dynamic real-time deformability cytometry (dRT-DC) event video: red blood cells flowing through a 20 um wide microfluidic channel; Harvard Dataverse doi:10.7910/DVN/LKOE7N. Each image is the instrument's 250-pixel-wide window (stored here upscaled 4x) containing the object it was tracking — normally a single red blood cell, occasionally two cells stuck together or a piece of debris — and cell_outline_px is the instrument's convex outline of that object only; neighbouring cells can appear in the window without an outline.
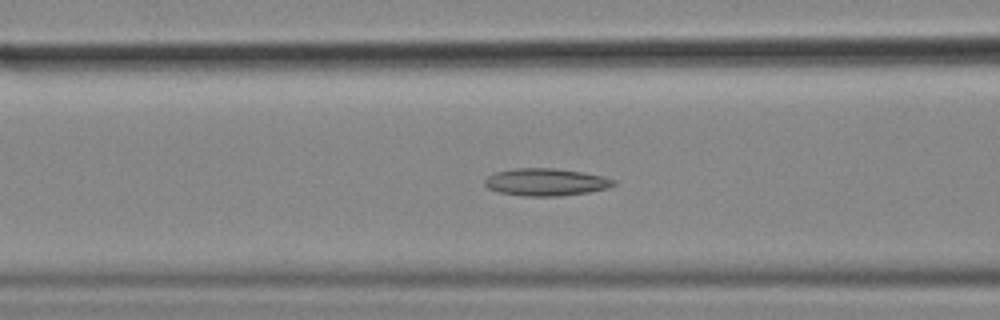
{"species": "common noctule bat (a hibernating species)", "species_latin": "Nyctalus noctula", "temperature_condition": "cold", "stored_images_in_passage": 56, "camera_frame_rate_fps": 3000, "um_per_image_px": 0.085, "animal": {"sex": "female", "body_mass_g": 18.4}, "frame": {"image": 1, "passage_image": 22, "time_ms": 7.0, "image_size_px": [1000, 320], "cell_outline_px": [[616, 184], [608, 188], [588, 192], [560, 196], [524, 196], [496, 192], [488, 188], [484, 184], [484, 180], [488, 176], [496, 172], [516, 168], [552, 168], [580, 172], [604, 176], [616, 180]], "centroid_in_image_um": [46.39, 15.48], "position_along_channel_um": 120.2, "area_um2": 20.58}}
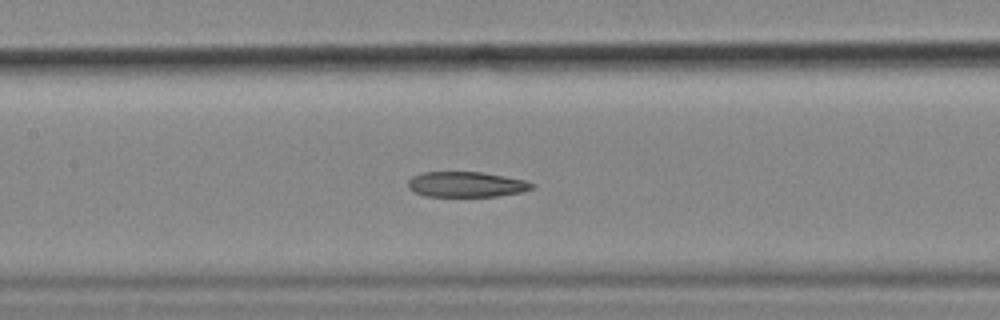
{"frame": {"image": 2, "passage_image": 26, "time_ms": 8.333, "image_size_px": [1000, 320], "cell_outline_px": [[536, 184], [532, 188], [520, 192], [496, 196], [424, 196], [408, 188], [408, 180], [412, 176], [424, 172], [480, 172], [504, 176], [524, 180]], "centroid_in_image_um": [39.61, 15.67], "position_along_channel_um": 167.8, "area_um2": 18.15}}
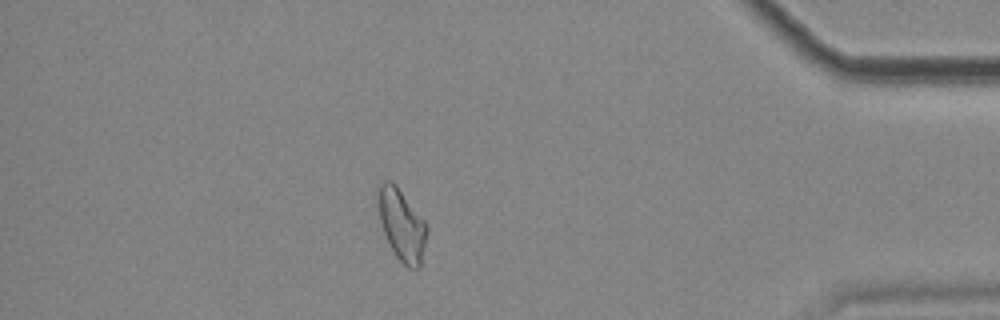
{"frame": {"image": 3, "passage_image": 49, "time_ms": 16.0, "image_size_px": [1000, 320], "cell_outline_px": [[428, 232], [420, 268], [408, 268], [396, 256], [384, 232], [380, 220], [376, 196], [380, 184], [384, 180], [392, 180], [396, 184], [428, 224]], "centroid_in_image_um": [34.16, 19.07], "position_along_channel_um": 401.0, "area_um2": 20.52}, "authors_computed_cell_mechanics": {"area_um2": 20.519, "velocity_mm_per_s": 3.5669, "shape_relaxation_time_tau1_ms": null, "shape_relaxation_time_tau2_ms": 9.1518, "deformation_change_tau1": null, "deformation_change_tau2": 0.1885}}